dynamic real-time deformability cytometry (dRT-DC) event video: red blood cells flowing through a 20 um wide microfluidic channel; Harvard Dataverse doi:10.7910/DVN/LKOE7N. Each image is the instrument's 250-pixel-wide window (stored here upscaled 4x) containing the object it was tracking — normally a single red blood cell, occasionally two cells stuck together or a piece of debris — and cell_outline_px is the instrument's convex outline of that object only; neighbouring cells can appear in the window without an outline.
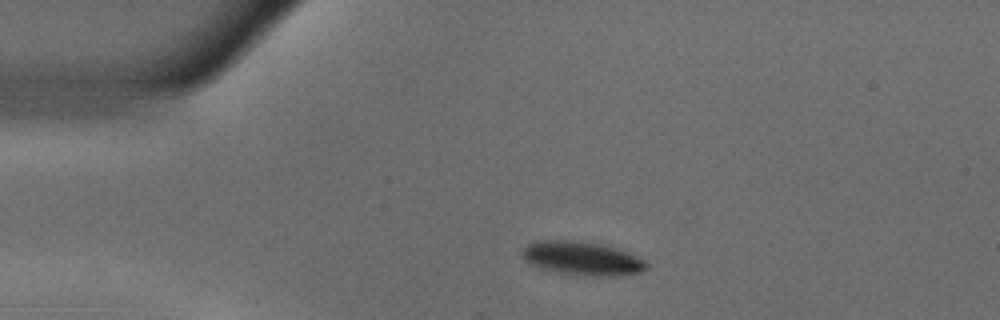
{"species": "common noctule bat (a hibernating species)", "species_latin": "Nyctalus noctula", "temperature_condition": "warm", "stored_images_in_passage": 44, "camera_frame_rate_fps": 3000, "um_per_image_px": 0.085, "animal": {"sex": "male", "body_mass_g": 18.8}, "frame": {"image": 1, "passage_image": 1, "time_ms": 0.0, "image_size_px": [1000, 320], "cell_outline_px": [[648, 268], [640, 272], [616, 276], [592, 276], [560, 272], [540, 268], [524, 260], [520, 256], [520, 252], [528, 244], [536, 240], [572, 240], [600, 244], [616, 248], [628, 252], [644, 260], [648, 264]], "centroid_in_image_um": [49.46, 21.95], "position_along_channel_um": 35.5, "area_um2": 24.33}}
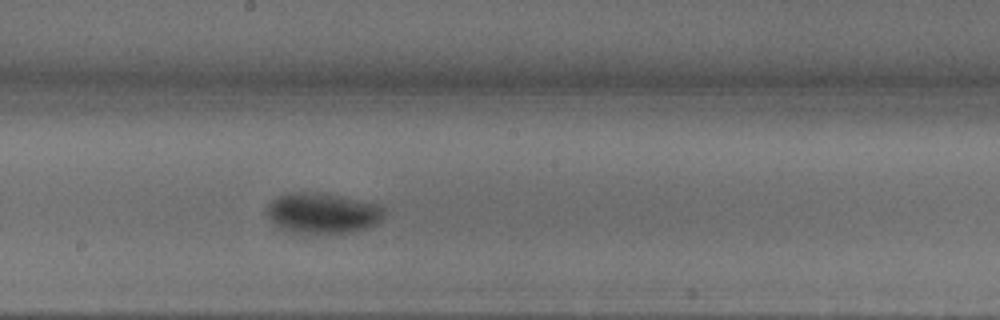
{"frame": {"image": 2, "passage_image": 19, "time_ms": 6.0, "image_size_px": [1000, 320], "cell_outline_px": [[384, 216], [376, 224], [356, 232], [320, 236], [312, 236], [288, 232], [272, 224], [264, 212], [268, 204], [272, 200], [288, 192], [316, 192], [380, 204], [384, 208]], "centroid_in_image_um": [27.37, 18.18], "position_along_channel_um": 220.8, "area_um2": 28.84}}
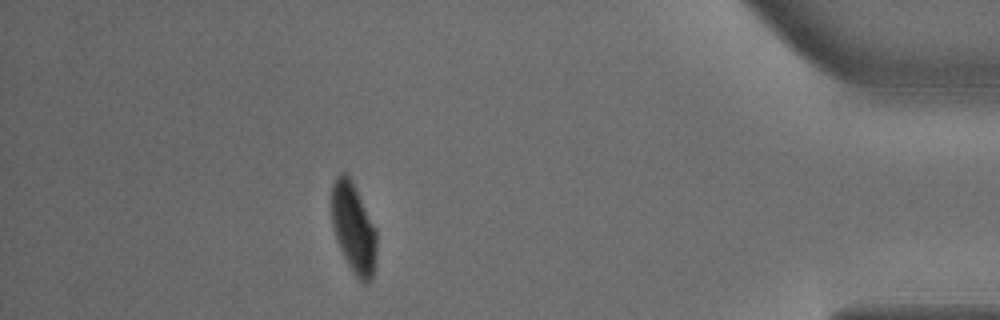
{"frame": {"image": 3, "passage_image": 38, "time_ms": 12.333, "image_size_px": [1000, 320], "cell_outline_px": [[376, 264], [372, 276], [368, 284], [364, 284], [352, 272], [336, 240], [332, 224], [332, 184], [336, 176], [340, 172], [348, 172], [376, 228]], "centroid_in_image_um": [30.06, 19.37], "position_along_channel_um": 405.1, "area_um2": 23.87}, "authors_computed_cell_mechanics": {"area_um2": 27.5417, "velocity_mm_per_s": 3.6748, "shape_relaxation_time_tau1_ms": 4.447, "shape_relaxation_time_tau2_ms": null, "deformation_change_tau1": 0.1731, "deformation_change_tau2": null}}